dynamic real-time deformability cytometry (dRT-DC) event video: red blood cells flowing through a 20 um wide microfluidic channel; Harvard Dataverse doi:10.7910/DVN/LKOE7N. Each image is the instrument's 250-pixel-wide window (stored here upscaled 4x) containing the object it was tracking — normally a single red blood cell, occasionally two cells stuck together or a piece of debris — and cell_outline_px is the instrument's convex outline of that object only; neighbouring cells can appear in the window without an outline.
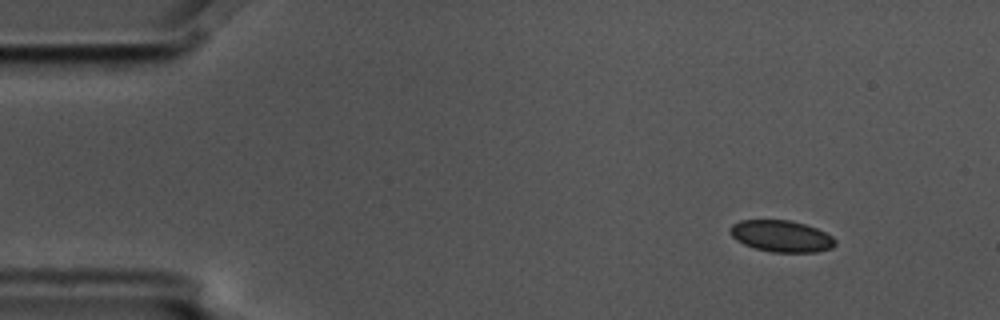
{"species": "common noctule bat (a hibernating species)", "species_latin": "Nyctalus noctula", "temperature_condition": "cold", "stored_images_in_passage": 3, "camera_frame_rate_fps": 3000, "um_per_image_px": 0.085, "animal": {"sex": "male", "body_mass_g": 17.5, "forearm_length_mm": 52.3}, "frame": {"image": 1, "passage_image": 1, "time_ms": 0.0, "image_size_px": [1000, 320], "cell_outline_px": [[836, 244], [832, 248], [816, 252], [772, 252], [756, 248], [744, 244], [736, 240], [728, 232], [728, 228], [732, 224], [740, 220], [788, 220], [804, 224], [816, 228], [832, 236], [836, 240]], "centroid_in_image_um": [66.39, 20.07], "position_along_channel_um": 18.6, "area_um2": 19.36}}
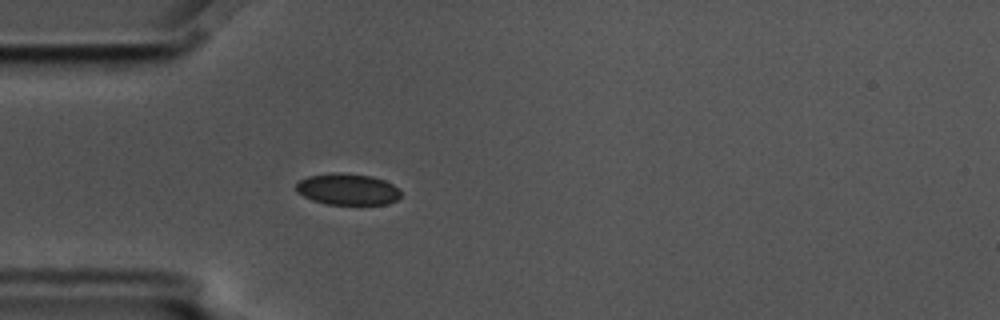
{"frame": {"image": 2, "passage_image": 3, "time_ms": 0.667, "image_size_px": [1000, 320], "cell_outline_px": [[400, 196], [396, 200], [388, 204], [328, 204], [312, 200], [296, 192], [296, 184], [300, 180], [308, 176], [336, 172], [340, 172], [372, 176], [384, 180], [400, 188]], "centroid_in_image_um": [29.55, 16.08], "position_along_channel_um": 55.5, "area_um2": 19.19}}